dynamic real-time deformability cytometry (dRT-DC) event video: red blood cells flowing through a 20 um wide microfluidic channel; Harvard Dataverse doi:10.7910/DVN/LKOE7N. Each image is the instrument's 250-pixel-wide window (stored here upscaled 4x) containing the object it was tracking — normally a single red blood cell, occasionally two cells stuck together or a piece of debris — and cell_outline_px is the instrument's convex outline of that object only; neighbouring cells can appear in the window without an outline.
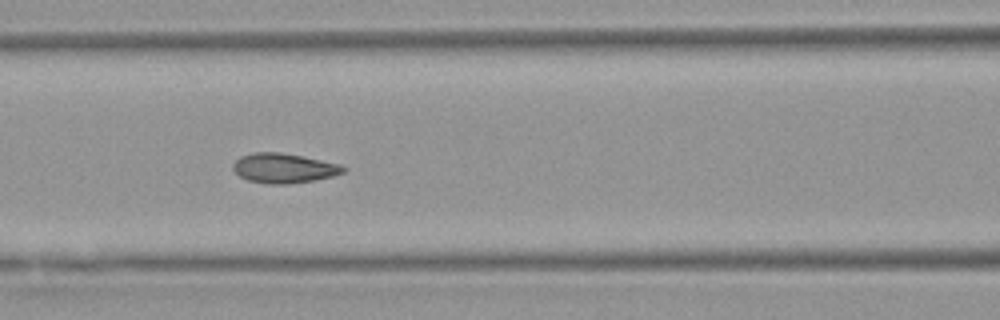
{"species": "Egyptian fruit bat (a non-hibernating species)", "species_latin": "Rousettus aegyptiacus", "temperature_condition": "warm", "stored_images_in_passage": 7, "camera_frame_rate_fps": 3000, "um_per_image_px": 0.085, "animal": {"sex": "female"}, "frame": {"image": 1, "passage_image": 5, "time_ms": 6.333, "image_size_px": [1000, 320], "cell_outline_px": [[348, 168], [344, 172], [332, 176], [316, 180], [288, 184], [268, 184], [248, 180], [240, 176], [232, 168], [232, 164], [240, 156], [252, 152], [280, 152], [340, 164]], "centroid_in_image_um": [24.11, 14.29], "position_along_channel_um": 142.5, "area_um2": 19.07}}
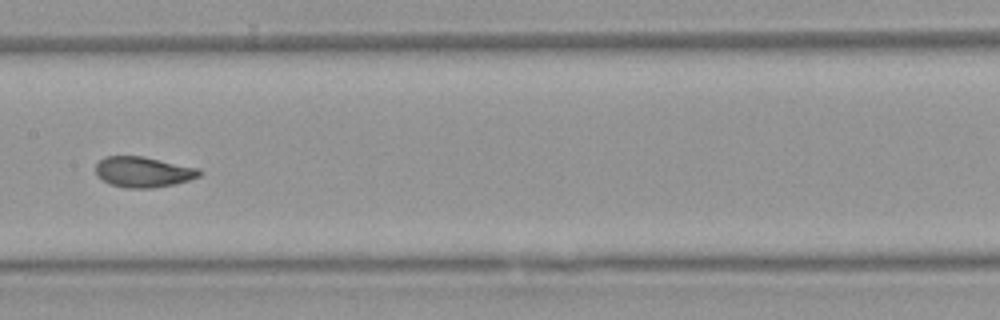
{"frame": {"image": 2, "passage_image": 6, "time_ms": 7.667, "image_size_px": [1000, 320], "cell_outline_px": [[204, 172], [200, 176], [188, 180], [172, 184], [152, 188], [128, 188], [112, 184], [96, 176], [96, 164], [104, 156], [144, 156], [200, 168]], "centroid_in_image_um": [12.2, 14.6], "position_along_channel_um": 195.2, "area_um2": 18.5}}
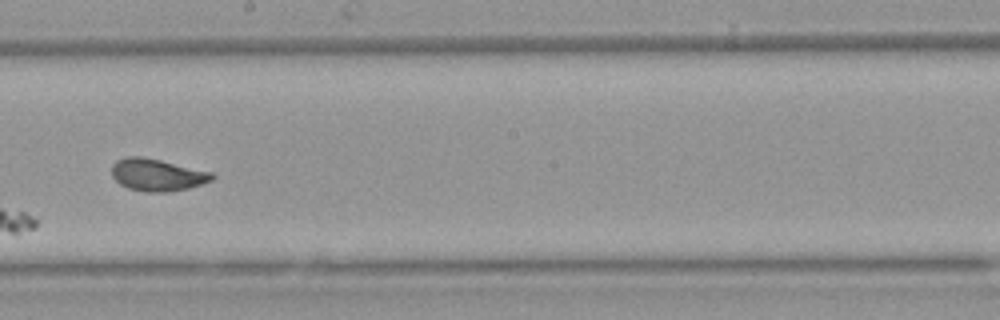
{"frame": {"image": 3, "passage_image": 7, "time_ms": 8.667, "image_size_px": [1000, 320], "cell_outline_px": [[216, 176], [212, 180], [188, 188], [168, 192], [144, 192], [128, 188], [120, 184], [112, 176], [112, 164], [116, 160], [124, 156], [144, 156], [212, 172]], "centroid_in_image_um": [13.33, 14.85], "position_along_channel_um": 234.9, "area_um2": 18.96}}